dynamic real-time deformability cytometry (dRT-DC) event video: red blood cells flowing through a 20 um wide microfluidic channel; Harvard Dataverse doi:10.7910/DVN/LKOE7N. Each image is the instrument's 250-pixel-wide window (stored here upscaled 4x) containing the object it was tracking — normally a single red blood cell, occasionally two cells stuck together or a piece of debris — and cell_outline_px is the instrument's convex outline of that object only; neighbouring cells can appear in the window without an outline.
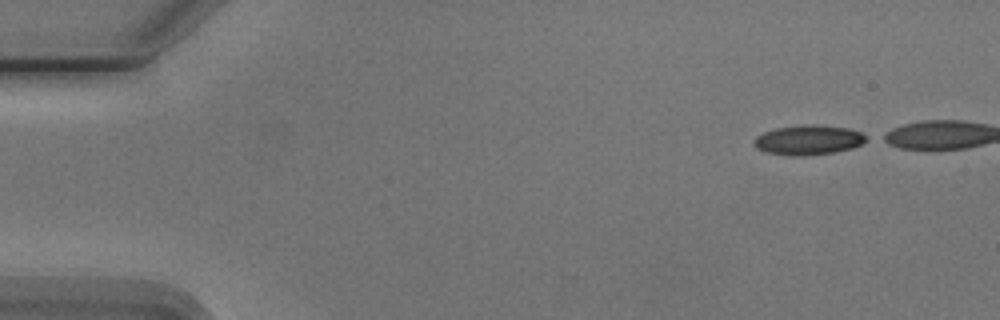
{"species": "Egyptian fruit bat (a non-hibernating species)", "species_latin": "Rousettus aegyptiacus", "temperature_condition": "cold", "stored_images_in_passage": 6, "camera_frame_rate_fps": 3000, "um_per_image_px": 0.085, "animal": {"sex": "male"}, "frame": {"image": 1, "passage_image": 1, "time_ms": 0.0, "image_size_px": [1000, 320], "cell_outline_px": [[868, 140], [852, 148], [832, 152], [804, 156], [788, 156], [764, 152], [756, 148], [752, 144], [752, 140], [756, 136], [764, 132], [776, 128], [812, 124], [848, 128], [860, 132], [868, 136]], "centroid_in_image_um": [68.67, 11.91], "position_along_channel_um": 16.3, "area_um2": 19.54}}